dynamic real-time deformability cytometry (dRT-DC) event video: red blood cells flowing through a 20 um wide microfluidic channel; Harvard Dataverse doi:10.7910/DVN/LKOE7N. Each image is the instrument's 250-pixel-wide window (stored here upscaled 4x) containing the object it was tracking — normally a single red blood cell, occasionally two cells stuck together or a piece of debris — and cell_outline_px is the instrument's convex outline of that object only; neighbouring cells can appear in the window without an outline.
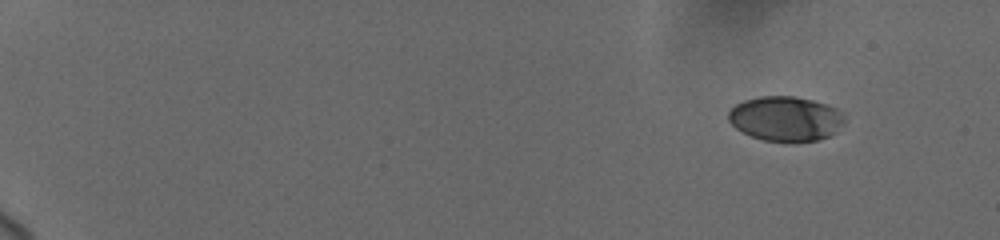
{"species": "human", "species_latin": "Homo sapiens", "temperature_condition": "cold", "stored_images_in_passage": 14, "camera_frame_rate_fps": 3000, "um_per_image_px": 0.085, "donor": {"sex": "female"}, "frame": {"image": 1, "passage_image": 1, "time_ms": 0.0, "image_size_px": [1000, 240], "cell_outline_px": [[844, 124], [836, 132], [828, 136], [816, 140], [764, 140], [752, 136], [736, 128], [728, 120], [728, 112], [736, 104], [744, 100], [760, 96], [796, 96], [828, 104], [836, 108], [844, 116]], "centroid_in_image_um": [66.79, 10.06], "position_along_channel_um": 18.2, "area_um2": 29.94}}
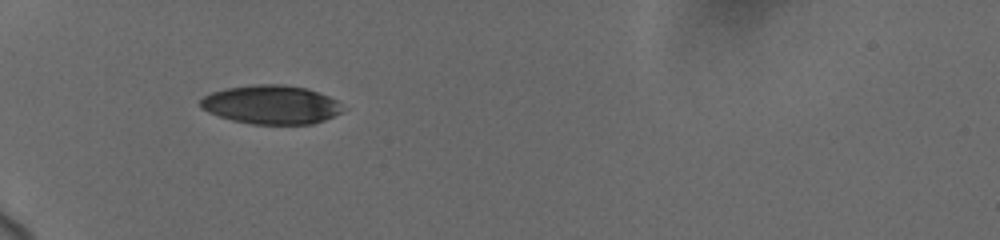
{"frame": {"image": 2, "passage_image": 12, "time_ms": 5.333, "image_size_px": [1000, 240], "cell_outline_px": [[344, 112], [324, 120], [312, 124], [252, 124], [232, 120], [208, 112], [200, 108], [200, 100], [204, 96], [212, 92], [224, 88], [252, 84], [284, 84], [308, 88], [328, 96], [336, 100]], "centroid_in_image_um": [23.03, 8.89], "position_along_channel_um": 62.0, "area_um2": 32.31}}
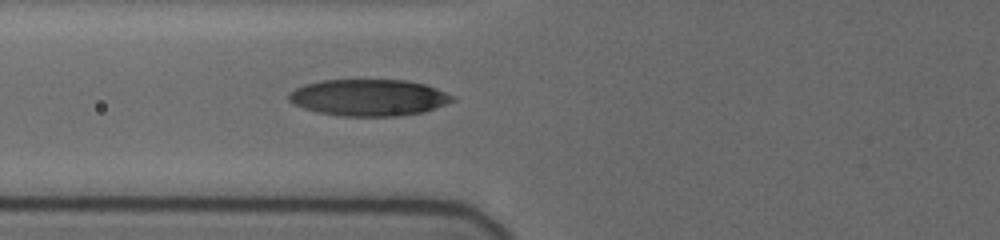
{"frame": {"image": 3, "passage_image": 14, "time_ms": 6.667, "image_size_px": [1000, 240], "cell_outline_px": [[456, 100], [424, 112], [400, 116], [340, 116], [316, 112], [292, 104], [288, 100], [288, 92], [304, 84], [324, 80], [404, 80], [424, 84], [456, 96]], "centroid_in_image_um": [31.33, 8.3], "position_along_channel_um": 94.5, "area_um2": 35.08}}